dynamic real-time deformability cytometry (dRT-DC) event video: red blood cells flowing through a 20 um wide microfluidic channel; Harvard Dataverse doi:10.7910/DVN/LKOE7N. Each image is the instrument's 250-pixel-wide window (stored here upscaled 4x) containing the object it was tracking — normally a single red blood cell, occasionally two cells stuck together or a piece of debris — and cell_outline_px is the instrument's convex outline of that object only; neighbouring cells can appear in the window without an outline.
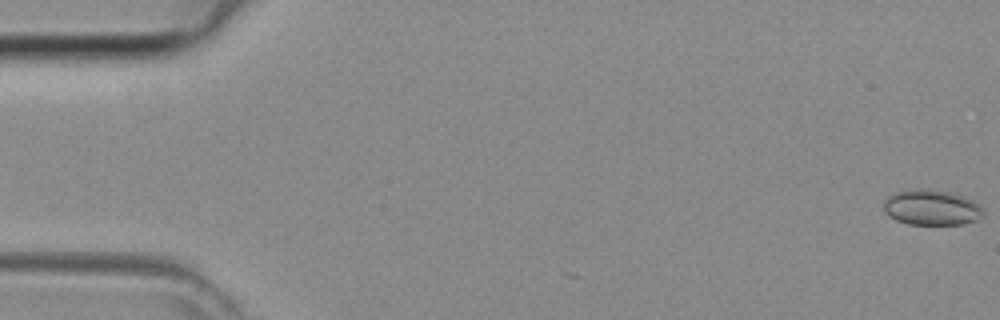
{"species": "common noctule bat (a hibernating species)", "species_latin": "Nyctalus noctula", "temperature_condition": "room temperature", "stored_images_in_passage": 5, "camera_frame_rate_fps": 3000, "um_per_image_px": 0.085, "animal": {"sex": "female", "body_mass_g": 29.2, "forearm_length_mm": 56.3}, "frame": {"image": 1, "passage_image": 1, "time_ms": 0.0, "image_size_px": [1000, 320], "cell_outline_px": [[984, 212], [976, 220], [964, 224], [908, 224], [896, 220], [888, 216], [884, 212], [884, 200], [892, 192], [916, 188], [920, 188], [948, 192], [964, 196], [980, 204]], "centroid_in_image_um": [79.14, 17.63], "position_along_channel_um": 5.9, "area_um2": 20.69}}